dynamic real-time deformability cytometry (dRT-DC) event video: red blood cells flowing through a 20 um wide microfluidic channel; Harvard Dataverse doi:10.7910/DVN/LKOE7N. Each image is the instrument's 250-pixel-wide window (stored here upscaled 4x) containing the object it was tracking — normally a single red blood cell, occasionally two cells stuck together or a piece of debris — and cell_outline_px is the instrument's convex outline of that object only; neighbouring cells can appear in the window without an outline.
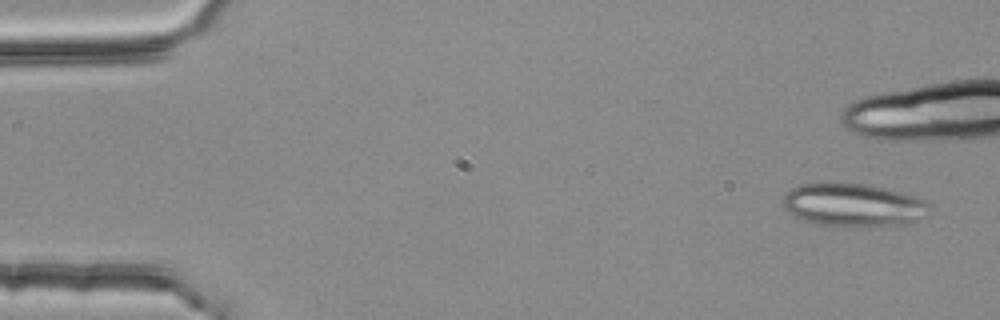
{"species": "common noctule bat (a hibernating species)", "species_latin": "Nyctalus noctula", "temperature_condition": "room temperature", "stored_images_in_passage": 2, "camera_frame_rate_fps": 3000, "um_per_image_px": 0.085, "animal": {"sex": "female", "body_mass_g": 25.1}, "frame": {"image": 1, "passage_image": 2, "time_ms": 0.333, "image_size_px": [1000, 320], "cell_outline_px": [[928, 204], [916, 220], [904, 224], [880, 228], [816, 224], [804, 220], [788, 212], [780, 204], [784, 192], [800, 184], [864, 184], [884, 188], [916, 196], [924, 200]], "centroid_in_image_um": [72.43, 17.45], "position_along_channel_um": 12.6, "area_um2": 36.47}}